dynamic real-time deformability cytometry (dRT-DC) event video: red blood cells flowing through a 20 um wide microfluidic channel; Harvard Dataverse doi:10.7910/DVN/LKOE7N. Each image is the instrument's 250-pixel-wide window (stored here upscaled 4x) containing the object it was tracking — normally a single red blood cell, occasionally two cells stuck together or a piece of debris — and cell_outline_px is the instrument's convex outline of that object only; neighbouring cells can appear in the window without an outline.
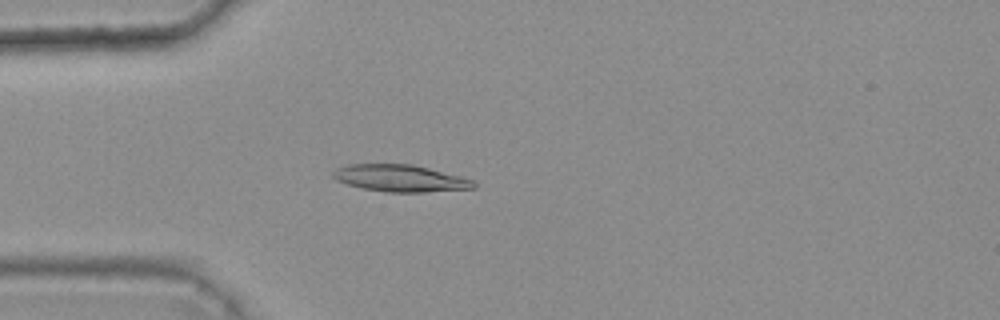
{"species": "common noctule bat (a hibernating species)", "species_latin": "Nyctalus noctula", "temperature_condition": "warm", "stored_images_in_passage": 1, "camera_frame_rate_fps": 3000, "um_per_image_px": 0.085, "animal": {"sex": "female", "body_mass_g": 25.1}, "frame": {"image": 1, "passage_image": 1, "time_ms": 0.0, "image_size_px": [1000, 320], "cell_outline_px": [[476, 188], [424, 192], [384, 192], [360, 188], [336, 180], [332, 176], [332, 172], [336, 168], [348, 164], [412, 164], [460, 176], [472, 180], [476, 184]], "centroid_in_image_um": [33.99, 15.15], "position_along_channel_um": 51.0, "area_um2": 22.08}}